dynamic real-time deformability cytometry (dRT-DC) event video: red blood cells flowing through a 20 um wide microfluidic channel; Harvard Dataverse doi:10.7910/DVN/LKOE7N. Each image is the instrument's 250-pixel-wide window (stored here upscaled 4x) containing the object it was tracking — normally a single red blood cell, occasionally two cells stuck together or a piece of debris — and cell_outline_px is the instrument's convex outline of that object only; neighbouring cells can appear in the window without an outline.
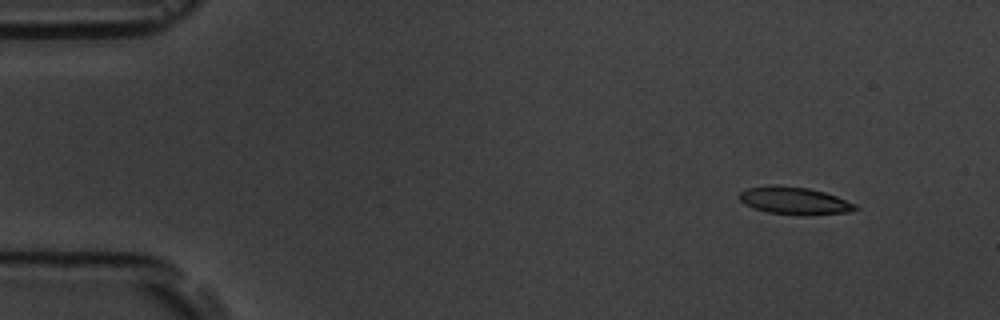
{"species": "common noctule bat (a hibernating species)", "species_latin": "Nyctalus noctula", "temperature_condition": "room temperature", "stored_images_in_passage": 53, "camera_frame_rate_fps": 3000, "um_per_image_px": 0.085, "animal": {"sex": "male", "body_mass_g": 19.5, "forearm_length_mm": 54.6}, "frame": {"image": 1, "passage_image": 1, "time_ms": 0.0, "image_size_px": [1000, 320], "cell_outline_px": [[860, 208], [848, 212], [768, 212], [744, 204], [740, 200], [740, 192], [748, 188], [776, 184], [808, 188], [824, 192], [836, 196], [856, 204]], "centroid_in_image_um": [67.49, 16.99], "position_along_channel_um": 17.5, "area_um2": 17.4}}
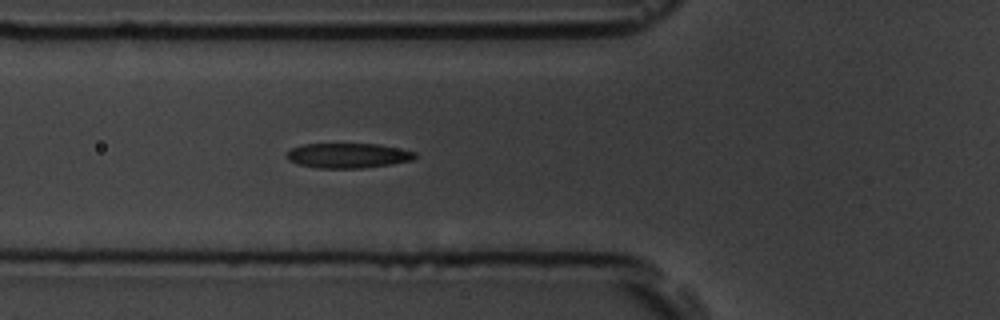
{"frame": {"image": 2, "passage_image": 16, "time_ms": 5.0, "image_size_px": [1000, 320], "cell_outline_px": [[416, 156], [412, 160], [392, 164], [364, 168], [320, 168], [296, 164], [288, 160], [284, 156], [292, 148], [304, 144], [376, 144], [416, 152]], "centroid_in_image_um": [29.54, 13.23], "position_along_channel_um": 96.3, "area_um2": 18.55}}
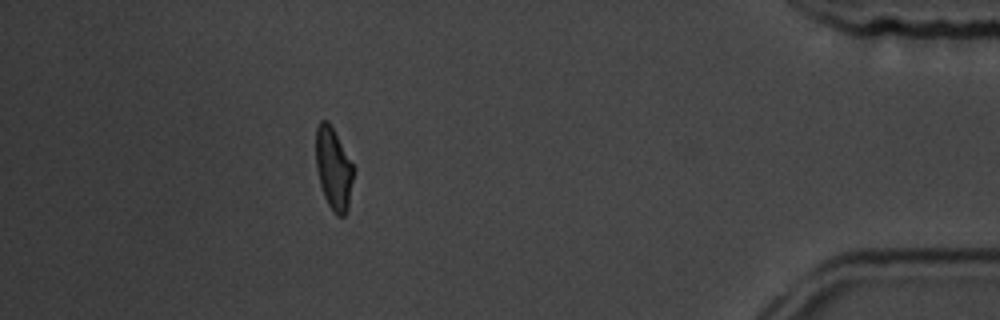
{"frame": {"image": 3, "passage_image": 46, "time_ms": 15.0, "image_size_px": [1000, 320], "cell_outline_px": [[356, 168], [348, 208], [344, 216], [336, 216], [328, 204], [324, 196], [320, 184], [316, 168], [316, 128], [320, 120], [328, 120]], "centroid_in_image_um": [28.37, 14.34], "position_along_channel_um": 406.8, "area_um2": 18.32}, "authors_computed_cell_mechanics": {"area_um2": 18.785, "velocity_mm_per_s": 3.6137, "shape_relaxation_time_tau1_ms": 5.6224, "shape_relaxation_time_tau2_ms": 2.0093, "deformation_change_tau1": 0.1681, "deformation_change_tau2": 0.0843}}